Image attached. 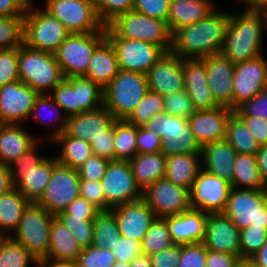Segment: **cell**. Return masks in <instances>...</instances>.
Masks as SVG:
<instances>
[{"instance_id": "ba28073f", "label": "cell", "mask_w": 267, "mask_h": 267, "mask_svg": "<svg viewBox=\"0 0 267 267\" xmlns=\"http://www.w3.org/2000/svg\"><path fill=\"white\" fill-rule=\"evenodd\" d=\"M105 39V26L94 33H70L54 52L64 78L85 77L94 50Z\"/></svg>"}, {"instance_id": "7bdbcfd3", "label": "cell", "mask_w": 267, "mask_h": 267, "mask_svg": "<svg viewBox=\"0 0 267 267\" xmlns=\"http://www.w3.org/2000/svg\"><path fill=\"white\" fill-rule=\"evenodd\" d=\"M120 238L115 216L110 211H101L94 220L92 245L112 251Z\"/></svg>"}, {"instance_id": "f546056e", "label": "cell", "mask_w": 267, "mask_h": 267, "mask_svg": "<svg viewBox=\"0 0 267 267\" xmlns=\"http://www.w3.org/2000/svg\"><path fill=\"white\" fill-rule=\"evenodd\" d=\"M210 0H170L167 25L173 34L177 29L194 24L205 18L212 10Z\"/></svg>"}, {"instance_id": "09005b40", "label": "cell", "mask_w": 267, "mask_h": 267, "mask_svg": "<svg viewBox=\"0 0 267 267\" xmlns=\"http://www.w3.org/2000/svg\"><path fill=\"white\" fill-rule=\"evenodd\" d=\"M236 267H258L250 259H241Z\"/></svg>"}, {"instance_id": "ffe728a7", "label": "cell", "mask_w": 267, "mask_h": 267, "mask_svg": "<svg viewBox=\"0 0 267 267\" xmlns=\"http://www.w3.org/2000/svg\"><path fill=\"white\" fill-rule=\"evenodd\" d=\"M203 245L208 250L229 253L241 260L240 230L224 212L208 213Z\"/></svg>"}, {"instance_id": "7dc6e473", "label": "cell", "mask_w": 267, "mask_h": 267, "mask_svg": "<svg viewBox=\"0 0 267 267\" xmlns=\"http://www.w3.org/2000/svg\"><path fill=\"white\" fill-rule=\"evenodd\" d=\"M55 217L71 232L82 248L92 246L94 221H87L84 218H72L64 211L57 213Z\"/></svg>"}, {"instance_id": "4dcf8cb0", "label": "cell", "mask_w": 267, "mask_h": 267, "mask_svg": "<svg viewBox=\"0 0 267 267\" xmlns=\"http://www.w3.org/2000/svg\"><path fill=\"white\" fill-rule=\"evenodd\" d=\"M21 124H0V163L8 165L26 152L37 139Z\"/></svg>"}, {"instance_id": "f1b7e54d", "label": "cell", "mask_w": 267, "mask_h": 267, "mask_svg": "<svg viewBox=\"0 0 267 267\" xmlns=\"http://www.w3.org/2000/svg\"><path fill=\"white\" fill-rule=\"evenodd\" d=\"M120 71L114 46L106 38L95 50L89 61L85 77L102 89L106 88Z\"/></svg>"}, {"instance_id": "ee69618b", "label": "cell", "mask_w": 267, "mask_h": 267, "mask_svg": "<svg viewBox=\"0 0 267 267\" xmlns=\"http://www.w3.org/2000/svg\"><path fill=\"white\" fill-rule=\"evenodd\" d=\"M173 245L175 244L171 238L167 221L164 218L156 217L141 241L143 254L150 256Z\"/></svg>"}, {"instance_id": "9f6ffc18", "label": "cell", "mask_w": 267, "mask_h": 267, "mask_svg": "<svg viewBox=\"0 0 267 267\" xmlns=\"http://www.w3.org/2000/svg\"><path fill=\"white\" fill-rule=\"evenodd\" d=\"M234 112L238 116H253L267 121V88L252 99L244 101Z\"/></svg>"}, {"instance_id": "5bb4252c", "label": "cell", "mask_w": 267, "mask_h": 267, "mask_svg": "<svg viewBox=\"0 0 267 267\" xmlns=\"http://www.w3.org/2000/svg\"><path fill=\"white\" fill-rule=\"evenodd\" d=\"M143 199L158 218L178 215L191 208L189 190L163 177L143 191Z\"/></svg>"}, {"instance_id": "f5cc1de1", "label": "cell", "mask_w": 267, "mask_h": 267, "mask_svg": "<svg viewBox=\"0 0 267 267\" xmlns=\"http://www.w3.org/2000/svg\"><path fill=\"white\" fill-rule=\"evenodd\" d=\"M51 92L49 94L67 117L77 114L75 91L72 83L67 78H64Z\"/></svg>"}, {"instance_id": "d6986e66", "label": "cell", "mask_w": 267, "mask_h": 267, "mask_svg": "<svg viewBox=\"0 0 267 267\" xmlns=\"http://www.w3.org/2000/svg\"><path fill=\"white\" fill-rule=\"evenodd\" d=\"M38 95L20 80L0 86V124H21L29 118Z\"/></svg>"}, {"instance_id": "8fae6325", "label": "cell", "mask_w": 267, "mask_h": 267, "mask_svg": "<svg viewBox=\"0 0 267 267\" xmlns=\"http://www.w3.org/2000/svg\"><path fill=\"white\" fill-rule=\"evenodd\" d=\"M80 180L77 169L57 162L53 167L49 183L37 203L53 215L64 211L80 196Z\"/></svg>"}, {"instance_id": "484cf974", "label": "cell", "mask_w": 267, "mask_h": 267, "mask_svg": "<svg viewBox=\"0 0 267 267\" xmlns=\"http://www.w3.org/2000/svg\"><path fill=\"white\" fill-rule=\"evenodd\" d=\"M113 114L103 105L93 111H85L67 117L65 132L91 143L100 135H107V128L115 121Z\"/></svg>"}, {"instance_id": "ac0fdd59", "label": "cell", "mask_w": 267, "mask_h": 267, "mask_svg": "<svg viewBox=\"0 0 267 267\" xmlns=\"http://www.w3.org/2000/svg\"><path fill=\"white\" fill-rule=\"evenodd\" d=\"M183 61L171 51L161 55L146 74L148 90L162 97L185 90Z\"/></svg>"}, {"instance_id": "60d3db41", "label": "cell", "mask_w": 267, "mask_h": 267, "mask_svg": "<svg viewBox=\"0 0 267 267\" xmlns=\"http://www.w3.org/2000/svg\"><path fill=\"white\" fill-rule=\"evenodd\" d=\"M137 127L125 119L114 121V160H130L137 154Z\"/></svg>"}, {"instance_id": "11e5206c", "label": "cell", "mask_w": 267, "mask_h": 267, "mask_svg": "<svg viewBox=\"0 0 267 267\" xmlns=\"http://www.w3.org/2000/svg\"><path fill=\"white\" fill-rule=\"evenodd\" d=\"M258 267H267V242L250 258Z\"/></svg>"}, {"instance_id": "3957f363", "label": "cell", "mask_w": 267, "mask_h": 267, "mask_svg": "<svg viewBox=\"0 0 267 267\" xmlns=\"http://www.w3.org/2000/svg\"><path fill=\"white\" fill-rule=\"evenodd\" d=\"M106 37L138 39L159 46L164 52L171 51L172 33L167 22L135 10L117 16L106 27Z\"/></svg>"}, {"instance_id": "be15d7a7", "label": "cell", "mask_w": 267, "mask_h": 267, "mask_svg": "<svg viewBox=\"0 0 267 267\" xmlns=\"http://www.w3.org/2000/svg\"><path fill=\"white\" fill-rule=\"evenodd\" d=\"M162 139L154 131H147L143 127H137V153L161 152Z\"/></svg>"}, {"instance_id": "03108f58", "label": "cell", "mask_w": 267, "mask_h": 267, "mask_svg": "<svg viewBox=\"0 0 267 267\" xmlns=\"http://www.w3.org/2000/svg\"><path fill=\"white\" fill-rule=\"evenodd\" d=\"M152 267H177L181 257V245L161 250L149 256Z\"/></svg>"}, {"instance_id": "d6a6232c", "label": "cell", "mask_w": 267, "mask_h": 267, "mask_svg": "<svg viewBox=\"0 0 267 267\" xmlns=\"http://www.w3.org/2000/svg\"><path fill=\"white\" fill-rule=\"evenodd\" d=\"M199 157L201 153L167 156L165 178L190 191L196 176L202 169Z\"/></svg>"}, {"instance_id": "d4e9b609", "label": "cell", "mask_w": 267, "mask_h": 267, "mask_svg": "<svg viewBox=\"0 0 267 267\" xmlns=\"http://www.w3.org/2000/svg\"><path fill=\"white\" fill-rule=\"evenodd\" d=\"M183 74L185 91L196 111L212 110L219 107L208 86L205 64L201 59H184Z\"/></svg>"}, {"instance_id": "7a4b0ae2", "label": "cell", "mask_w": 267, "mask_h": 267, "mask_svg": "<svg viewBox=\"0 0 267 267\" xmlns=\"http://www.w3.org/2000/svg\"><path fill=\"white\" fill-rule=\"evenodd\" d=\"M266 29L267 11L246 9L239 14L229 12V22L220 54L233 64L262 55V38Z\"/></svg>"}, {"instance_id": "74e56055", "label": "cell", "mask_w": 267, "mask_h": 267, "mask_svg": "<svg viewBox=\"0 0 267 267\" xmlns=\"http://www.w3.org/2000/svg\"><path fill=\"white\" fill-rule=\"evenodd\" d=\"M53 141L62 148L60 154L55 155L57 161L71 168L77 169L93 155L91 144L88 141L73 138L66 132L57 136Z\"/></svg>"}, {"instance_id": "89a4df30", "label": "cell", "mask_w": 267, "mask_h": 267, "mask_svg": "<svg viewBox=\"0 0 267 267\" xmlns=\"http://www.w3.org/2000/svg\"><path fill=\"white\" fill-rule=\"evenodd\" d=\"M239 261L232 254L207 249L206 267H236Z\"/></svg>"}, {"instance_id": "4316f807", "label": "cell", "mask_w": 267, "mask_h": 267, "mask_svg": "<svg viewBox=\"0 0 267 267\" xmlns=\"http://www.w3.org/2000/svg\"><path fill=\"white\" fill-rule=\"evenodd\" d=\"M208 213L190 208L184 213L164 217L176 245L203 243Z\"/></svg>"}, {"instance_id": "6125c7cd", "label": "cell", "mask_w": 267, "mask_h": 267, "mask_svg": "<svg viewBox=\"0 0 267 267\" xmlns=\"http://www.w3.org/2000/svg\"><path fill=\"white\" fill-rule=\"evenodd\" d=\"M93 155L114 160V122L107 128V135H100L90 143Z\"/></svg>"}, {"instance_id": "277c9868", "label": "cell", "mask_w": 267, "mask_h": 267, "mask_svg": "<svg viewBox=\"0 0 267 267\" xmlns=\"http://www.w3.org/2000/svg\"><path fill=\"white\" fill-rule=\"evenodd\" d=\"M19 80L38 94L53 91L63 79L54 53L36 50L22 44L18 48Z\"/></svg>"}, {"instance_id": "ab89813d", "label": "cell", "mask_w": 267, "mask_h": 267, "mask_svg": "<svg viewBox=\"0 0 267 267\" xmlns=\"http://www.w3.org/2000/svg\"><path fill=\"white\" fill-rule=\"evenodd\" d=\"M75 91L77 114L93 111L103 106V89L83 76L67 77Z\"/></svg>"}, {"instance_id": "e0dca14e", "label": "cell", "mask_w": 267, "mask_h": 267, "mask_svg": "<svg viewBox=\"0 0 267 267\" xmlns=\"http://www.w3.org/2000/svg\"><path fill=\"white\" fill-rule=\"evenodd\" d=\"M232 86L233 110L267 88V60L263 55L235 64Z\"/></svg>"}, {"instance_id": "681fc988", "label": "cell", "mask_w": 267, "mask_h": 267, "mask_svg": "<svg viewBox=\"0 0 267 267\" xmlns=\"http://www.w3.org/2000/svg\"><path fill=\"white\" fill-rule=\"evenodd\" d=\"M135 0H92L101 23L106 27L117 16L133 10Z\"/></svg>"}, {"instance_id": "753ad0ef", "label": "cell", "mask_w": 267, "mask_h": 267, "mask_svg": "<svg viewBox=\"0 0 267 267\" xmlns=\"http://www.w3.org/2000/svg\"><path fill=\"white\" fill-rule=\"evenodd\" d=\"M14 186L11 182V172L8 165L0 163V196L8 193Z\"/></svg>"}, {"instance_id": "e7e4bbea", "label": "cell", "mask_w": 267, "mask_h": 267, "mask_svg": "<svg viewBox=\"0 0 267 267\" xmlns=\"http://www.w3.org/2000/svg\"><path fill=\"white\" fill-rule=\"evenodd\" d=\"M64 212L67 215L72 216V218H84V220L87 221H94L101 211L85 198L79 196L64 210Z\"/></svg>"}, {"instance_id": "979ff035", "label": "cell", "mask_w": 267, "mask_h": 267, "mask_svg": "<svg viewBox=\"0 0 267 267\" xmlns=\"http://www.w3.org/2000/svg\"><path fill=\"white\" fill-rule=\"evenodd\" d=\"M260 192L262 194L264 204L267 206V184H264L262 188L260 189Z\"/></svg>"}, {"instance_id": "7c38bea8", "label": "cell", "mask_w": 267, "mask_h": 267, "mask_svg": "<svg viewBox=\"0 0 267 267\" xmlns=\"http://www.w3.org/2000/svg\"><path fill=\"white\" fill-rule=\"evenodd\" d=\"M106 201V211L118 205L143 198V192L136 185L128 160H111L101 179Z\"/></svg>"}, {"instance_id": "603a6c76", "label": "cell", "mask_w": 267, "mask_h": 267, "mask_svg": "<svg viewBox=\"0 0 267 267\" xmlns=\"http://www.w3.org/2000/svg\"><path fill=\"white\" fill-rule=\"evenodd\" d=\"M233 112L231 108L219 106L212 110L195 111L188 118L191 131L201 147L225 139L227 121Z\"/></svg>"}, {"instance_id": "2e32d148", "label": "cell", "mask_w": 267, "mask_h": 267, "mask_svg": "<svg viewBox=\"0 0 267 267\" xmlns=\"http://www.w3.org/2000/svg\"><path fill=\"white\" fill-rule=\"evenodd\" d=\"M117 54L121 70L147 74L148 70L165 52L157 45L138 39L106 37Z\"/></svg>"}, {"instance_id": "8c879c8a", "label": "cell", "mask_w": 267, "mask_h": 267, "mask_svg": "<svg viewBox=\"0 0 267 267\" xmlns=\"http://www.w3.org/2000/svg\"><path fill=\"white\" fill-rule=\"evenodd\" d=\"M259 175L263 184H267V145L261 146L256 153Z\"/></svg>"}, {"instance_id": "003e7915", "label": "cell", "mask_w": 267, "mask_h": 267, "mask_svg": "<svg viewBox=\"0 0 267 267\" xmlns=\"http://www.w3.org/2000/svg\"><path fill=\"white\" fill-rule=\"evenodd\" d=\"M37 142L38 141L31 145L30 148L18 158L10 162L8 164V167H13V165H16L17 168L29 169L43 163L48 157L37 155V153L35 152L37 150L36 147L38 146Z\"/></svg>"}, {"instance_id": "a7ac6f4b", "label": "cell", "mask_w": 267, "mask_h": 267, "mask_svg": "<svg viewBox=\"0 0 267 267\" xmlns=\"http://www.w3.org/2000/svg\"><path fill=\"white\" fill-rule=\"evenodd\" d=\"M261 146L267 145V121L253 116H239Z\"/></svg>"}, {"instance_id": "2644e50d", "label": "cell", "mask_w": 267, "mask_h": 267, "mask_svg": "<svg viewBox=\"0 0 267 267\" xmlns=\"http://www.w3.org/2000/svg\"><path fill=\"white\" fill-rule=\"evenodd\" d=\"M31 0H0V16H24Z\"/></svg>"}, {"instance_id": "8d00e7d4", "label": "cell", "mask_w": 267, "mask_h": 267, "mask_svg": "<svg viewBox=\"0 0 267 267\" xmlns=\"http://www.w3.org/2000/svg\"><path fill=\"white\" fill-rule=\"evenodd\" d=\"M263 182L259 175L256 155L237 153L233 164L231 186L237 189L260 190Z\"/></svg>"}, {"instance_id": "d590c367", "label": "cell", "mask_w": 267, "mask_h": 267, "mask_svg": "<svg viewBox=\"0 0 267 267\" xmlns=\"http://www.w3.org/2000/svg\"><path fill=\"white\" fill-rule=\"evenodd\" d=\"M225 139L239 154L256 155L261 147L246 123L235 112L227 121Z\"/></svg>"}, {"instance_id": "91938a15", "label": "cell", "mask_w": 267, "mask_h": 267, "mask_svg": "<svg viewBox=\"0 0 267 267\" xmlns=\"http://www.w3.org/2000/svg\"><path fill=\"white\" fill-rule=\"evenodd\" d=\"M80 197L85 198L100 211H106V201L101 181L80 180Z\"/></svg>"}, {"instance_id": "5b68a950", "label": "cell", "mask_w": 267, "mask_h": 267, "mask_svg": "<svg viewBox=\"0 0 267 267\" xmlns=\"http://www.w3.org/2000/svg\"><path fill=\"white\" fill-rule=\"evenodd\" d=\"M148 91L145 74L121 70L103 89V105L115 119H126Z\"/></svg>"}, {"instance_id": "cb8c5ba5", "label": "cell", "mask_w": 267, "mask_h": 267, "mask_svg": "<svg viewBox=\"0 0 267 267\" xmlns=\"http://www.w3.org/2000/svg\"><path fill=\"white\" fill-rule=\"evenodd\" d=\"M57 158H47L43 163L34 168L22 169L8 167L11 172V182L29 202H37L43 195L49 183L53 167L57 163Z\"/></svg>"}, {"instance_id": "2a66077c", "label": "cell", "mask_w": 267, "mask_h": 267, "mask_svg": "<svg viewBox=\"0 0 267 267\" xmlns=\"http://www.w3.org/2000/svg\"><path fill=\"white\" fill-rule=\"evenodd\" d=\"M130 267H152L150 257L147 254H141L130 262Z\"/></svg>"}, {"instance_id": "f35d334b", "label": "cell", "mask_w": 267, "mask_h": 267, "mask_svg": "<svg viewBox=\"0 0 267 267\" xmlns=\"http://www.w3.org/2000/svg\"><path fill=\"white\" fill-rule=\"evenodd\" d=\"M47 110H49V112H47ZM54 111L56 113V115H55L56 118L52 117V114L50 113V112H52L53 114H55ZM39 112H41V114ZM62 112H63L62 108L54 101L53 97L49 93L47 94V92H46L45 94H39L36 97L29 117H32L34 115L33 118L35 120H37V122L42 123V124L44 123L46 125H50L51 122H53L52 123L53 125H55L57 123L56 126H54L57 128H55L54 132L51 133L52 135L49 136L50 141H52L57 136L64 133L66 130L67 116L64 113L62 114ZM42 114H44V116L45 115L48 116L47 119H46V116L43 118ZM51 117L55 118V119L53 120V119H51ZM57 121H59V122H57Z\"/></svg>"}, {"instance_id": "b9fcfbb0", "label": "cell", "mask_w": 267, "mask_h": 267, "mask_svg": "<svg viewBox=\"0 0 267 267\" xmlns=\"http://www.w3.org/2000/svg\"><path fill=\"white\" fill-rule=\"evenodd\" d=\"M245 2L247 10H264L267 11V0H242Z\"/></svg>"}, {"instance_id": "9c48e42d", "label": "cell", "mask_w": 267, "mask_h": 267, "mask_svg": "<svg viewBox=\"0 0 267 267\" xmlns=\"http://www.w3.org/2000/svg\"><path fill=\"white\" fill-rule=\"evenodd\" d=\"M33 6L31 1L24 15L23 44L54 53L70 32L44 8L35 9Z\"/></svg>"}, {"instance_id": "6f0895ef", "label": "cell", "mask_w": 267, "mask_h": 267, "mask_svg": "<svg viewBox=\"0 0 267 267\" xmlns=\"http://www.w3.org/2000/svg\"><path fill=\"white\" fill-rule=\"evenodd\" d=\"M108 160L97 155L90 156L80 167L77 168L81 180L101 181L109 165Z\"/></svg>"}, {"instance_id": "83f0119b", "label": "cell", "mask_w": 267, "mask_h": 267, "mask_svg": "<svg viewBox=\"0 0 267 267\" xmlns=\"http://www.w3.org/2000/svg\"><path fill=\"white\" fill-rule=\"evenodd\" d=\"M237 152L226 139L205 144L201 149L202 169L232 183Z\"/></svg>"}, {"instance_id": "11a10c76", "label": "cell", "mask_w": 267, "mask_h": 267, "mask_svg": "<svg viewBox=\"0 0 267 267\" xmlns=\"http://www.w3.org/2000/svg\"><path fill=\"white\" fill-rule=\"evenodd\" d=\"M207 248L203 243L181 245L177 267H206Z\"/></svg>"}, {"instance_id": "f6af8a7d", "label": "cell", "mask_w": 267, "mask_h": 267, "mask_svg": "<svg viewBox=\"0 0 267 267\" xmlns=\"http://www.w3.org/2000/svg\"><path fill=\"white\" fill-rule=\"evenodd\" d=\"M163 111V97L156 92L148 90L141 102L125 120L136 127H142L152 116Z\"/></svg>"}, {"instance_id": "c3c4849f", "label": "cell", "mask_w": 267, "mask_h": 267, "mask_svg": "<svg viewBox=\"0 0 267 267\" xmlns=\"http://www.w3.org/2000/svg\"><path fill=\"white\" fill-rule=\"evenodd\" d=\"M267 242V230L264 227L240 229L241 259H250Z\"/></svg>"}, {"instance_id": "8992f818", "label": "cell", "mask_w": 267, "mask_h": 267, "mask_svg": "<svg viewBox=\"0 0 267 267\" xmlns=\"http://www.w3.org/2000/svg\"><path fill=\"white\" fill-rule=\"evenodd\" d=\"M142 127L158 134L162 139L161 152L166 157L177 154L201 153L202 147L195 139L188 119L173 116L163 111L152 116Z\"/></svg>"}, {"instance_id": "deb4b68c", "label": "cell", "mask_w": 267, "mask_h": 267, "mask_svg": "<svg viewBox=\"0 0 267 267\" xmlns=\"http://www.w3.org/2000/svg\"><path fill=\"white\" fill-rule=\"evenodd\" d=\"M112 267H130V263L116 260Z\"/></svg>"}, {"instance_id": "9a60e30c", "label": "cell", "mask_w": 267, "mask_h": 267, "mask_svg": "<svg viewBox=\"0 0 267 267\" xmlns=\"http://www.w3.org/2000/svg\"><path fill=\"white\" fill-rule=\"evenodd\" d=\"M231 189V183L201 169L189 191L190 206L205 213L224 212Z\"/></svg>"}, {"instance_id": "52a82bcc", "label": "cell", "mask_w": 267, "mask_h": 267, "mask_svg": "<svg viewBox=\"0 0 267 267\" xmlns=\"http://www.w3.org/2000/svg\"><path fill=\"white\" fill-rule=\"evenodd\" d=\"M55 215L37 202H29L20 218L14 239L20 242L38 261L49 254L51 221Z\"/></svg>"}, {"instance_id": "680465c9", "label": "cell", "mask_w": 267, "mask_h": 267, "mask_svg": "<svg viewBox=\"0 0 267 267\" xmlns=\"http://www.w3.org/2000/svg\"><path fill=\"white\" fill-rule=\"evenodd\" d=\"M170 0H135L133 10L167 22Z\"/></svg>"}, {"instance_id": "816d5d0a", "label": "cell", "mask_w": 267, "mask_h": 267, "mask_svg": "<svg viewBox=\"0 0 267 267\" xmlns=\"http://www.w3.org/2000/svg\"><path fill=\"white\" fill-rule=\"evenodd\" d=\"M163 107L166 113L188 119L196 110L185 90L163 97Z\"/></svg>"}, {"instance_id": "bcb514c9", "label": "cell", "mask_w": 267, "mask_h": 267, "mask_svg": "<svg viewBox=\"0 0 267 267\" xmlns=\"http://www.w3.org/2000/svg\"><path fill=\"white\" fill-rule=\"evenodd\" d=\"M23 33L24 16H0V49L19 48Z\"/></svg>"}, {"instance_id": "94428289", "label": "cell", "mask_w": 267, "mask_h": 267, "mask_svg": "<svg viewBox=\"0 0 267 267\" xmlns=\"http://www.w3.org/2000/svg\"><path fill=\"white\" fill-rule=\"evenodd\" d=\"M115 259L130 263L134 258L143 254L141 242L133 240L128 237L121 236L120 241L117 242L112 249Z\"/></svg>"}, {"instance_id": "f907efd6", "label": "cell", "mask_w": 267, "mask_h": 267, "mask_svg": "<svg viewBox=\"0 0 267 267\" xmlns=\"http://www.w3.org/2000/svg\"><path fill=\"white\" fill-rule=\"evenodd\" d=\"M75 262L78 267H112L116 259L111 250L92 245L82 248Z\"/></svg>"}, {"instance_id": "34e18365", "label": "cell", "mask_w": 267, "mask_h": 267, "mask_svg": "<svg viewBox=\"0 0 267 267\" xmlns=\"http://www.w3.org/2000/svg\"><path fill=\"white\" fill-rule=\"evenodd\" d=\"M38 267H78L75 261L45 258L39 261Z\"/></svg>"}, {"instance_id": "44dd1931", "label": "cell", "mask_w": 267, "mask_h": 267, "mask_svg": "<svg viewBox=\"0 0 267 267\" xmlns=\"http://www.w3.org/2000/svg\"><path fill=\"white\" fill-rule=\"evenodd\" d=\"M115 216L121 236L141 242L156 216L142 198L110 209Z\"/></svg>"}, {"instance_id": "6da1fadb", "label": "cell", "mask_w": 267, "mask_h": 267, "mask_svg": "<svg viewBox=\"0 0 267 267\" xmlns=\"http://www.w3.org/2000/svg\"><path fill=\"white\" fill-rule=\"evenodd\" d=\"M229 22V13L212 10L198 22L172 34L171 52L183 59H201L220 54Z\"/></svg>"}, {"instance_id": "db71d44e", "label": "cell", "mask_w": 267, "mask_h": 267, "mask_svg": "<svg viewBox=\"0 0 267 267\" xmlns=\"http://www.w3.org/2000/svg\"><path fill=\"white\" fill-rule=\"evenodd\" d=\"M18 80V48L0 49V86Z\"/></svg>"}, {"instance_id": "e575fe53", "label": "cell", "mask_w": 267, "mask_h": 267, "mask_svg": "<svg viewBox=\"0 0 267 267\" xmlns=\"http://www.w3.org/2000/svg\"><path fill=\"white\" fill-rule=\"evenodd\" d=\"M28 203L29 201L17 188L0 196V236H8V231L14 233L17 230L23 210Z\"/></svg>"}, {"instance_id": "b9f144b4", "label": "cell", "mask_w": 267, "mask_h": 267, "mask_svg": "<svg viewBox=\"0 0 267 267\" xmlns=\"http://www.w3.org/2000/svg\"><path fill=\"white\" fill-rule=\"evenodd\" d=\"M31 263L38 267L39 261L9 232L0 236V267H29Z\"/></svg>"}, {"instance_id": "836d02e7", "label": "cell", "mask_w": 267, "mask_h": 267, "mask_svg": "<svg viewBox=\"0 0 267 267\" xmlns=\"http://www.w3.org/2000/svg\"><path fill=\"white\" fill-rule=\"evenodd\" d=\"M82 247L71 232L55 216L51 221L49 259L76 261Z\"/></svg>"}, {"instance_id": "30bf717a", "label": "cell", "mask_w": 267, "mask_h": 267, "mask_svg": "<svg viewBox=\"0 0 267 267\" xmlns=\"http://www.w3.org/2000/svg\"><path fill=\"white\" fill-rule=\"evenodd\" d=\"M45 10L58 19L70 33H94L104 25L92 0H45Z\"/></svg>"}, {"instance_id": "7402d4cb", "label": "cell", "mask_w": 267, "mask_h": 267, "mask_svg": "<svg viewBox=\"0 0 267 267\" xmlns=\"http://www.w3.org/2000/svg\"><path fill=\"white\" fill-rule=\"evenodd\" d=\"M201 60L205 64L208 86L219 106L233 110V75L235 64L221 54L210 55Z\"/></svg>"}, {"instance_id": "4fadbf2b", "label": "cell", "mask_w": 267, "mask_h": 267, "mask_svg": "<svg viewBox=\"0 0 267 267\" xmlns=\"http://www.w3.org/2000/svg\"><path fill=\"white\" fill-rule=\"evenodd\" d=\"M224 213L239 230L250 225L267 230V206L260 190L232 188Z\"/></svg>"}, {"instance_id": "1f68e13d", "label": "cell", "mask_w": 267, "mask_h": 267, "mask_svg": "<svg viewBox=\"0 0 267 267\" xmlns=\"http://www.w3.org/2000/svg\"><path fill=\"white\" fill-rule=\"evenodd\" d=\"M128 161L136 185L142 192L155 181L165 177L166 156L162 152L137 153Z\"/></svg>"}]
</instances>
